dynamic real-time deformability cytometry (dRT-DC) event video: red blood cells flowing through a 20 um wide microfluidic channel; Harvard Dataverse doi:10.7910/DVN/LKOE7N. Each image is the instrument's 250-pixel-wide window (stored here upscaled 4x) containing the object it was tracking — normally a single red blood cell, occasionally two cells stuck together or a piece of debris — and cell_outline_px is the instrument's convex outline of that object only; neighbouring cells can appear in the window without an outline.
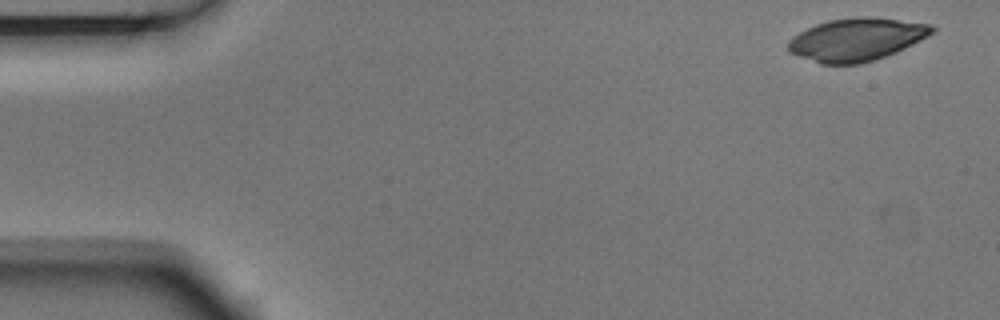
{"species": "Egyptian fruit bat (a non-hibernating species)", "species_latin": "Rousettus aegyptiacus", "temperature_condition": "room temperature", "stored_images_in_passage": 3, "camera_frame_rate_fps": 3000, "um_per_image_px": 0.085, "animal": {"sex": "male"}, "frame": {"image": 1, "passage_image": 1, "time_ms": 0.0, "image_size_px": [1000, 320], "cell_outline_px": [[936, 32], [896, 52], [876, 60], [860, 64], [820, 64], [788, 52], [788, 40], [792, 36], [816, 24], [828, 20], [856, 16], [868, 16], [932, 24], [936, 28]], "centroid_in_image_um": [72.81, 3.35], "position_along_channel_um": 12.2, "area_um2": 36.07}}